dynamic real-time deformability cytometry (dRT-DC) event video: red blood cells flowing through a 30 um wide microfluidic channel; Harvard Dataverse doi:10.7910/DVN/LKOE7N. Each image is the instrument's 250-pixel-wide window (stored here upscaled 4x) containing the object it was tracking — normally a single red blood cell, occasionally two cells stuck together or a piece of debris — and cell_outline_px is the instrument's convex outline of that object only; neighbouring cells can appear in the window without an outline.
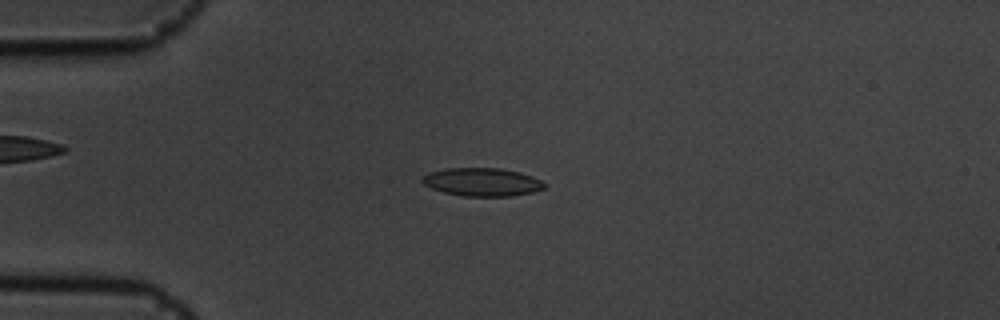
{"species": "common noctule bat (a hibernating species)", "species_latin": "Nyctalus noctula", "temperature_condition": "cold", "stored_images_in_passage": 56, "camera_frame_rate_fps": 3000, "um_per_image_px": 0.085, "animal": {"sex": "male", "body_mass_g": 19.5, "forearm_length_mm": 54.6}, "frame": {"image": 1, "passage_image": 14, "time_ms": 4.333, "image_size_px": [1000, 320], "cell_outline_px": [[548, 184], [544, 188], [532, 192], [512, 196], [464, 196], [444, 192], [432, 188], [424, 184], [420, 180], [428, 172], [448, 168], [500, 168], [520, 172], [532, 176]], "centroid_in_image_um": [41.0, 15.47], "position_along_channel_um": 44.0, "area_um2": 20.06}}
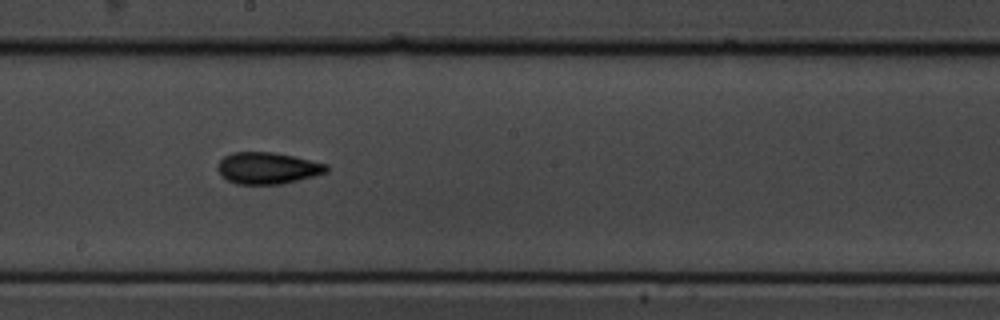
{"frame": {"image": 2, "passage_image": 31, "time_ms": 10.0, "image_size_px": [1000, 320], "cell_outline_px": [[328, 172], [280, 184], [236, 184], [228, 180], [216, 168], [216, 164], [224, 156], [232, 152], [272, 152], [292, 156], [328, 164]], "centroid_in_image_um": [22.72, 14.28], "position_along_channel_um": 225.5, "area_um2": 19.88}}
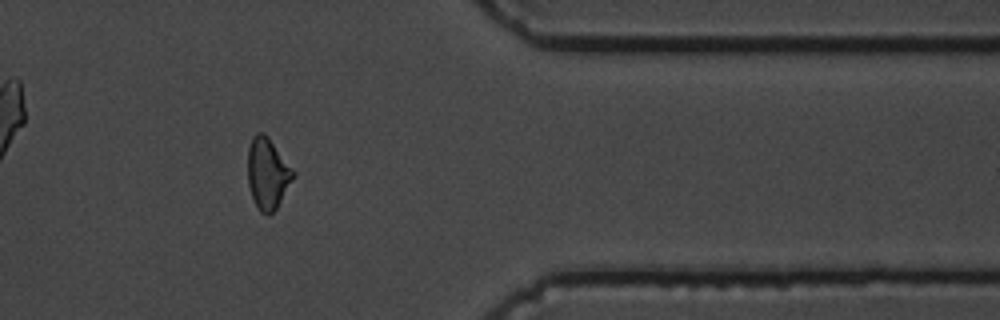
{"frame": {"image": 3, "passage_image": 46, "time_ms": 15.0, "image_size_px": [1000, 320], "cell_outline_px": [[296, 176], [276, 208], [268, 216], [260, 212], [256, 208], [248, 184], [248, 148], [252, 136], [256, 132], [264, 132], [268, 136], [296, 172]], "centroid_in_image_um": [22.75, 14.74], "position_along_channel_um": 388.6, "area_um2": 19.13}, "authors_computed_cell_mechanics": {"area_um2": 19.1896, "velocity_mm_per_s": 3.5853, "shape_relaxation_time_tau1_ms": 5.5227, "shape_relaxation_time_tau2_ms": 2.7171, "deformation_change_tau1": 0.135, "deformation_change_tau2": 0.0856}}